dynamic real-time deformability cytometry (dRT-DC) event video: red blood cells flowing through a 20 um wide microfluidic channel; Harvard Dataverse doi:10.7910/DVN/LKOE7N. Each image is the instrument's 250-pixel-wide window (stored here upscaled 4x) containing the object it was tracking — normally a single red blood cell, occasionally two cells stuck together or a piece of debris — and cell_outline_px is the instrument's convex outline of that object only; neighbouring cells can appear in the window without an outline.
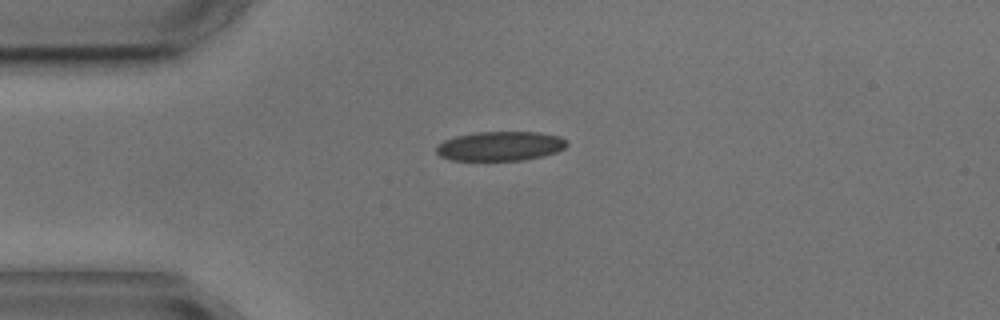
{"species": "common noctule bat (a hibernating species)", "species_latin": "Nyctalus noctula", "temperature_condition": "cold", "stored_images_in_passage": 6, "camera_frame_rate_fps": 3000, "um_per_image_px": 0.085, "animal": {"sex": "male", "body_mass_g": 17.9, "forearm_length_mm": 54.2}, "frame": {"image": 1, "passage_image": 1, "time_ms": 0.0, "image_size_px": [1000, 320], "cell_outline_px": [[568, 144], [564, 148], [556, 152], [524, 160], [452, 160], [440, 156], [436, 152], [436, 148], [444, 140], [456, 136], [476, 132], [540, 132], [560, 136], [568, 140]], "centroid_in_image_um": [42.54, 12.41], "position_along_channel_um": 42.5, "area_um2": 22.31}}
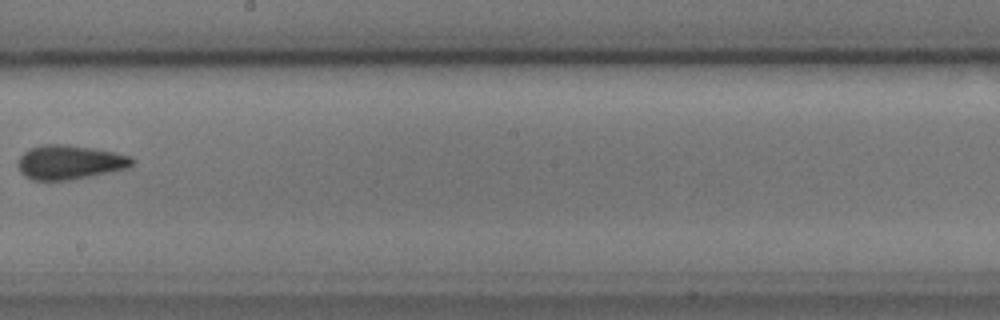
{"frame": {"image": 2, "passage_image": 6, "time_ms": 6.0, "image_size_px": [1000, 320], "cell_outline_px": [[136, 160], [128, 168], [112, 172], [72, 180], [32, 180], [24, 176], [20, 172], [16, 164], [20, 156], [24, 152], [32, 148], [44, 144], [64, 144], [92, 148], [132, 156]], "centroid_in_image_um": [5.92, 13.8], "position_along_channel_um": 242.3, "area_um2": 22.95}}